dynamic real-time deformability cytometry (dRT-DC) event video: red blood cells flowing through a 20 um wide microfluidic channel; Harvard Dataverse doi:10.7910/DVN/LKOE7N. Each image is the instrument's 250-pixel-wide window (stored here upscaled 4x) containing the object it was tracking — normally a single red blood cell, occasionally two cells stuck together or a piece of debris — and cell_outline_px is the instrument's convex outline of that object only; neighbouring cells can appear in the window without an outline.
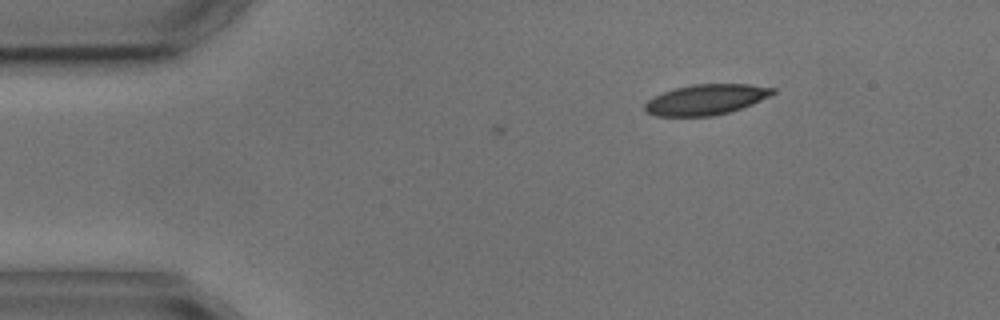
{"species": "common noctule bat (a hibernating species)", "species_latin": "Nyctalus noctula", "temperature_condition": "cold", "stored_images_in_passage": 2, "camera_frame_rate_fps": 3000, "um_per_image_px": 0.085, "animal": {"sex": "male", "body_mass_g": 17.9, "forearm_length_mm": 54.2}, "frame": {"image": 1, "passage_image": 2, "time_ms": 1.333, "image_size_px": [1000, 320], "cell_outline_px": [[776, 92], [752, 104], [728, 112], [712, 116], [656, 116], [648, 112], [644, 108], [644, 104], [652, 96], [676, 88], [692, 84], [748, 84], [776, 88]], "centroid_in_image_um": [60.0, 8.46], "position_along_channel_um": 25.0, "area_um2": 22.54}}